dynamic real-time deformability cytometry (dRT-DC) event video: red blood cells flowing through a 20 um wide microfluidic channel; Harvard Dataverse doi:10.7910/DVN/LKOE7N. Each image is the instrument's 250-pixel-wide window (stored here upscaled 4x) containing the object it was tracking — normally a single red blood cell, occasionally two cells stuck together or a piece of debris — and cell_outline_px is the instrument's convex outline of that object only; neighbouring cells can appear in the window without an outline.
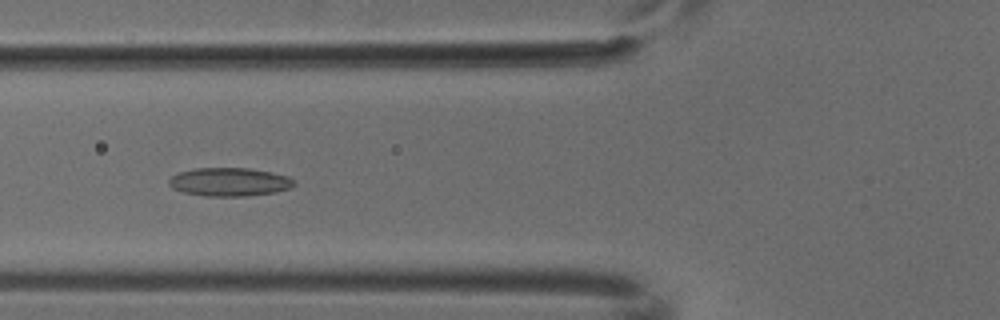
{"species": "common noctule bat (a hibernating species)", "species_latin": "Nyctalus noctula", "temperature_condition": "cold", "stored_images_in_passage": 6, "camera_frame_rate_fps": 3000, "um_per_image_px": 0.085, "animal": {"sex": "male", "body_mass_g": 18.8}, "frame": {"image": 1, "passage_image": 4, "time_ms": 1.0, "image_size_px": [1000, 320], "cell_outline_px": [[296, 184], [292, 188], [276, 192], [248, 196], [204, 196], [184, 192], [172, 188], [168, 184], [168, 180], [172, 176], [180, 172], [196, 168], [248, 168], [272, 172], [288, 176], [296, 180]], "centroid_in_image_um": [19.55, 15.47], "position_along_channel_um": 106.2, "area_um2": 20.92}}
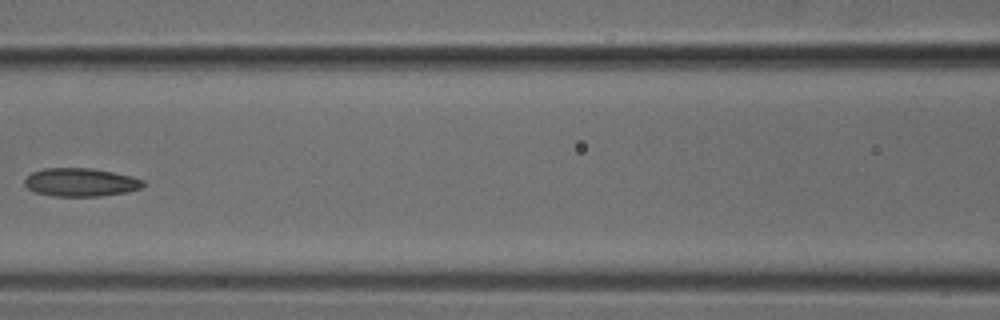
{"frame": {"image": 2, "passage_image": 5, "time_ms": 1.333, "image_size_px": [1000, 320], "cell_outline_px": [[144, 184], [140, 188], [128, 192], [100, 196], [52, 196], [36, 192], [28, 188], [24, 184], [24, 180], [32, 172], [44, 168], [92, 168], [132, 176], [144, 180]], "centroid_in_image_um": [6.86, 15.49], "position_along_channel_um": 159.7, "area_um2": 19.54}}
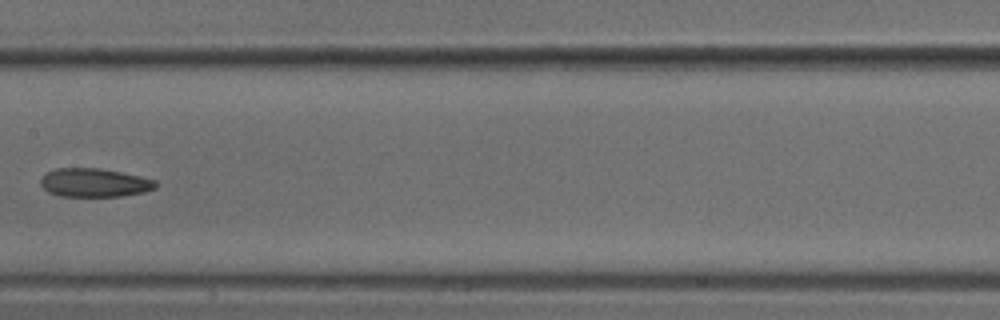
{"frame": {"image": 3, "passage_image": 6, "time_ms": 1.667, "image_size_px": [1000, 320], "cell_outline_px": [[156, 188], [144, 192], [120, 196], [60, 196], [48, 192], [40, 184], [40, 180], [48, 172], [56, 168], [100, 168], [120, 172], [156, 180]], "centroid_in_image_um": [8.01, 15.53], "position_along_channel_um": 199.4, "area_um2": 19.02}}